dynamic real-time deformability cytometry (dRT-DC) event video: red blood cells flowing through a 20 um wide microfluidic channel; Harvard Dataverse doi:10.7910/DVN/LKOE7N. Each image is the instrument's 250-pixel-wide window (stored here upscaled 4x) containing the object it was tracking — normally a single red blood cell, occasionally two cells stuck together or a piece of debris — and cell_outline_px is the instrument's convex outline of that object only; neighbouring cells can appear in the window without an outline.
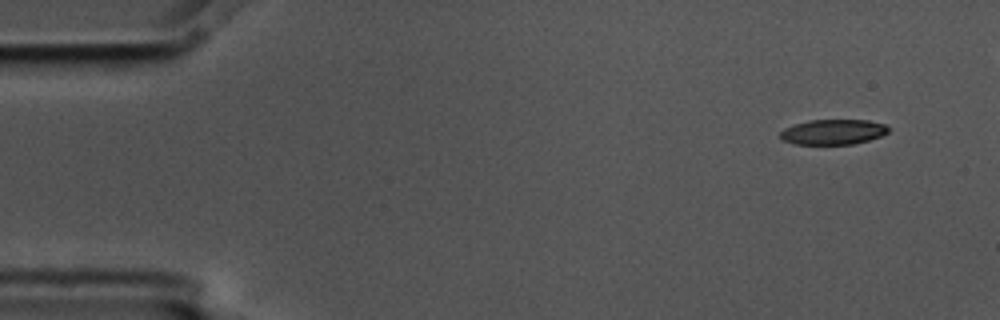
{"species": "common noctule bat (a hibernating species)", "species_latin": "Nyctalus noctula", "temperature_condition": "cold", "stored_images_in_passage": 10, "camera_frame_rate_fps": 3000, "um_per_image_px": 0.085, "animal": {"sex": "male", "body_mass_g": 17.5, "forearm_length_mm": 52.3}, "frame": {"image": 1, "passage_image": 1, "time_ms": 0.0, "image_size_px": [1000, 320], "cell_outline_px": [[892, 128], [888, 132], [880, 136], [868, 140], [852, 144], [792, 144], [780, 140], [780, 132], [784, 128], [808, 120], [868, 120], [884, 124]], "centroid_in_image_um": [70.8, 11.22], "position_along_channel_um": 14.2, "area_um2": 15.95}}
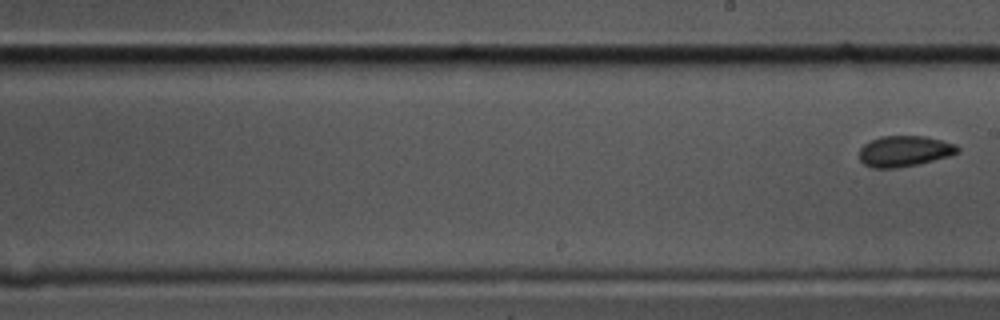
{"frame": {"image": 2, "passage_image": 10, "time_ms": 3.0, "image_size_px": [1000, 320], "cell_outline_px": [[960, 152], [948, 156], [920, 164], [896, 168], [872, 168], [864, 164], [860, 160], [860, 148], [864, 144], [880, 136], [924, 136], [956, 144], [960, 148]], "centroid_in_image_um": [76.88, 12.85], "position_along_channel_um": 212.1, "area_um2": 17.69}}